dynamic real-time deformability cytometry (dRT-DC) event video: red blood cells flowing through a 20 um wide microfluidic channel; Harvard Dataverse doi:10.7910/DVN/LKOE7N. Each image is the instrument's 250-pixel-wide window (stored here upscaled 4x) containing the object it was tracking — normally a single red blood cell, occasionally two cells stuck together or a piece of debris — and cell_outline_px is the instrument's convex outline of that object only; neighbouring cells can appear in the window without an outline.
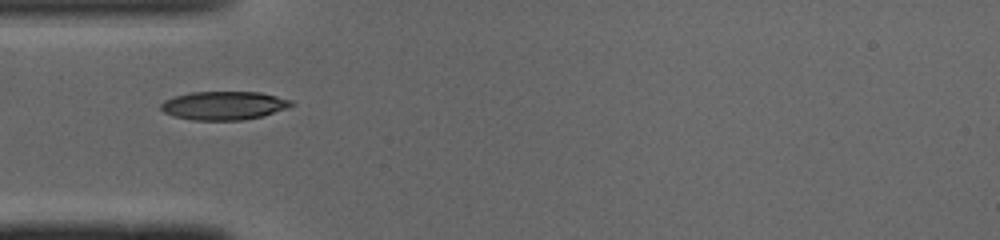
{"species": "common noctule bat (a hibernating species)", "species_latin": "Nyctalus noctula", "temperature_condition": "cold", "stored_images_in_passage": 21, "camera_frame_rate_fps": 3000, "um_per_image_px": 0.085, "animal": {"sex": "male", "body_mass_g": 19.0, "forearm_length_mm": 50.8}, "frame": {"image": 1, "passage_image": 1, "time_ms": 0.0, "image_size_px": [1000, 240], "cell_outline_px": [[296, 104], [288, 108], [264, 116], [244, 120], [192, 120], [176, 116], [164, 112], [160, 108], [160, 104], [164, 100], [176, 96], [192, 92], [260, 92], [292, 100]], "centroid_in_image_um": [19.08, 8.97], "position_along_channel_um": 65.9, "area_um2": 21.73}}